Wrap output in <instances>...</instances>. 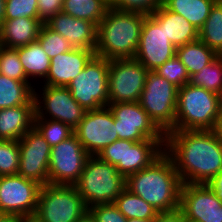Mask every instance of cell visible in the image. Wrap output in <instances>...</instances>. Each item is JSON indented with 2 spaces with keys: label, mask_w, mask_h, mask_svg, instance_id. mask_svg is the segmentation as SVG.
<instances>
[{
  "label": "cell",
  "mask_w": 222,
  "mask_h": 222,
  "mask_svg": "<svg viewBox=\"0 0 222 222\" xmlns=\"http://www.w3.org/2000/svg\"><path fill=\"white\" fill-rule=\"evenodd\" d=\"M164 152L182 184H208L222 170V140L214 130L170 131Z\"/></svg>",
  "instance_id": "obj_1"
},
{
  "label": "cell",
  "mask_w": 222,
  "mask_h": 222,
  "mask_svg": "<svg viewBox=\"0 0 222 222\" xmlns=\"http://www.w3.org/2000/svg\"><path fill=\"white\" fill-rule=\"evenodd\" d=\"M182 182L171 158L163 152L148 167L129 175L125 187L159 213L180 209Z\"/></svg>",
  "instance_id": "obj_2"
},
{
  "label": "cell",
  "mask_w": 222,
  "mask_h": 222,
  "mask_svg": "<svg viewBox=\"0 0 222 222\" xmlns=\"http://www.w3.org/2000/svg\"><path fill=\"white\" fill-rule=\"evenodd\" d=\"M146 15L110 6L98 25L96 55L108 60L134 58Z\"/></svg>",
  "instance_id": "obj_3"
},
{
  "label": "cell",
  "mask_w": 222,
  "mask_h": 222,
  "mask_svg": "<svg viewBox=\"0 0 222 222\" xmlns=\"http://www.w3.org/2000/svg\"><path fill=\"white\" fill-rule=\"evenodd\" d=\"M222 97L187 83L178 89L174 130H214Z\"/></svg>",
  "instance_id": "obj_4"
},
{
  "label": "cell",
  "mask_w": 222,
  "mask_h": 222,
  "mask_svg": "<svg viewBox=\"0 0 222 222\" xmlns=\"http://www.w3.org/2000/svg\"><path fill=\"white\" fill-rule=\"evenodd\" d=\"M126 179L115 165L90 156L75 184L87 208L96 204L113 203L125 187Z\"/></svg>",
  "instance_id": "obj_5"
},
{
  "label": "cell",
  "mask_w": 222,
  "mask_h": 222,
  "mask_svg": "<svg viewBox=\"0 0 222 222\" xmlns=\"http://www.w3.org/2000/svg\"><path fill=\"white\" fill-rule=\"evenodd\" d=\"M87 212L75 185H41L35 215L42 222H77Z\"/></svg>",
  "instance_id": "obj_6"
},
{
  "label": "cell",
  "mask_w": 222,
  "mask_h": 222,
  "mask_svg": "<svg viewBox=\"0 0 222 222\" xmlns=\"http://www.w3.org/2000/svg\"><path fill=\"white\" fill-rule=\"evenodd\" d=\"M178 88L154 71L145 79L139 104L164 133L174 131Z\"/></svg>",
  "instance_id": "obj_7"
},
{
  "label": "cell",
  "mask_w": 222,
  "mask_h": 222,
  "mask_svg": "<svg viewBox=\"0 0 222 222\" xmlns=\"http://www.w3.org/2000/svg\"><path fill=\"white\" fill-rule=\"evenodd\" d=\"M109 64L110 60L95 55L67 86L72 97L86 111L108 106Z\"/></svg>",
  "instance_id": "obj_8"
},
{
  "label": "cell",
  "mask_w": 222,
  "mask_h": 222,
  "mask_svg": "<svg viewBox=\"0 0 222 222\" xmlns=\"http://www.w3.org/2000/svg\"><path fill=\"white\" fill-rule=\"evenodd\" d=\"M37 86L34 87V118L58 120L74 130L87 111L72 97L70 90L61 86Z\"/></svg>",
  "instance_id": "obj_9"
},
{
  "label": "cell",
  "mask_w": 222,
  "mask_h": 222,
  "mask_svg": "<svg viewBox=\"0 0 222 222\" xmlns=\"http://www.w3.org/2000/svg\"><path fill=\"white\" fill-rule=\"evenodd\" d=\"M149 71L136 59L110 60L109 103L138 102Z\"/></svg>",
  "instance_id": "obj_10"
},
{
  "label": "cell",
  "mask_w": 222,
  "mask_h": 222,
  "mask_svg": "<svg viewBox=\"0 0 222 222\" xmlns=\"http://www.w3.org/2000/svg\"><path fill=\"white\" fill-rule=\"evenodd\" d=\"M89 157L90 155L73 134L67 140L51 148L48 182L75 185L80 179Z\"/></svg>",
  "instance_id": "obj_11"
},
{
  "label": "cell",
  "mask_w": 222,
  "mask_h": 222,
  "mask_svg": "<svg viewBox=\"0 0 222 222\" xmlns=\"http://www.w3.org/2000/svg\"><path fill=\"white\" fill-rule=\"evenodd\" d=\"M119 139L139 142L165 140V134L150 119L139 102L108 103Z\"/></svg>",
  "instance_id": "obj_12"
},
{
  "label": "cell",
  "mask_w": 222,
  "mask_h": 222,
  "mask_svg": "<svg viewBox=\"0 0 222 222\" xmlns=\"http://www.w3.org/2000/svg\"><path fill=\"white\" fill-rule=\"evenodd\" d=\"M116 131L114 116L107 106L87 111L73 133L90 156H97L119 139Z\"/></svg>",
  "instance_id": "obj_13"
},
{
  "label": "cell",
  "mask_w": 222,
  "mask_h": 222,
  "mask_svg": "<svg viewBox=\"0 0 222 222\" xmlns=\"http://www.w3.org/2000/svg\"><path fill=\"white\" fill-rule=\"evenodd\" d=\"M41 185L17 175L0 176V213L32 215L37 209Z\"/></svg>",
  "instance_id": "obj_14"
},
{
  "label": "cell",
  "mask_w": 222,
  "mask_h": 222,
  "mask_svg": "<svg viewBox=\"0 0 222 222\" xmlns=\"http://www.w3.org/2000/svg\"><path fill=\"white\" fill-rule=\"evenodd\" d=\"M175 55L176 48L167 38L164 27L152 14H147L134 59L148 71H154Z\"/></svg>",
  "instance_id": "obj_15"
},
{
  "label": "cell",
  "mask_w": 222,
  "mask_h": 222,
  "mask_svg": "<svg viewBox=\"0 0 222 222\" xmlns=\"http://www.w3.org/2000/svg\"><path fill=\"white\" fill-rule=\"evenodd\" d=\"M20 162L17 174L38 182L48 184V169L51 147L33 126L18 140Z\"/></svg>",
  "instance_id": "obj_16"
},
{
  "label": "cell",
  "mask_w": 222,
  "mask_h": 222,
  "mask_svg": "<svg viewBox=\"0 0 222 222\" xmlns=\"http://www.w3.org/2000/svg\"><path fill=\"white\" fill-rule=\"evenodd\" d=\"M180 210L191 222H222V201L208 184H182Z\"/></svg>",
  "instance_id": "obj_17"
},
{
  "label": "cell",
  "mask_w": 222,
  "mask_h": 222,
  "mask_svg": "<svg viewBox=\"0 0 222 222\" xmlns=\"http://www.w3.org/2000/svg\"><path fill=\"white\" fill-rule=\"evenodd\" d=\"M96 55L95 51L84 48H73L51 59L47 77L41 85L67 87L89 61Z\"/></svg>",
  "instance_id": "obj_18"
},
{
  "label": "cell",
  "mask_w": 222,
  "mask_h": 222,
  "mask_svg": "<svg viewBox=\"0 0 222 222\" xmlns=\"http://www.w3.org/2000/svg\"><path fill=\"white\" fill-rule=\"evenodd\" d=\"M45 25L66 38L75 48L96 50L98 26L93 22L77 19L60 11Z\"/></svg>",
  "instance_id": "obj_19"
},
{
  "label": "cell",
  "mask_w": 222,
  "mask_h": 222,
  "mask_svg": "<svg viewBox=\"0 0 222 222\" xmlns=\"http://www.w3.org/2000/svg\"><path fill=\"white\" fill-rule=\"evenodd\" d=\"M35 99L26 105L0 109V139L20 140L34 126Z\"/></svg>",
  "instance_id": "obj_20"
},
{
  "label": "cell",
  "mask_w": 222,
  "mask_h": 222,
  "mask_svg": "<svg viewBox=\"0 0 222 222\" xmlns=\"http://www.w3.org/2000/svg\"><path fill=\"white\" fill-rule=\"evenodd\" d=\"M42 25L34 18L4 20L0 25V46L16 49L35 42Z\"/></svg>",
  "instance_id": "obj_21"
},
{
  "label": "cell",
  "mask_w": 222,
  "mask_h": 222,
  "mask_svg": "<svg viewBox=\"0 0 222 222\" xmlns=\"http://www.w3.org/2000/svg\"><path fill=\"white\" fill-rule=\"evenodd\" d=\"M164 27L175 48L198 40V30L183 16L168 10L163 4L151 13Z\"/></svg>",
  "instance_id": "obj_22"
},
{
  "label": "cell",
  "mask_w": 222,
  "mask_h": 222,
  "mask_svg": "<svg viewBox=\"0 0 222 222\" xmlns=\"http://www.w3.org/2000/svg\"><path fill=\"white\" fill-rule=\"evenodd\" d=\"M165 140L146 139L139 142L126 140L125 179L148 167L164 152Z\"/></svg>",
  "instance_id": "obj_23"
},
{
  "label": "cell",
  "mask_w": 222,
  "mask_h": 222,
  "mask_svg": "<svg viewBox=\"0 0 222 222\" xmlns=\"http://www.w3.org/2000/svg\"><path fill=\"white\" fill-rule=\"evenodd\" d=\"M16 50L18 51L26 77L33 84L35 83V86L37 83L40 84V81L42 82L47 77L51 59L42 49L38 41L16 48Z\"/></svg>",
  "instance_id": "obj_24"
},
{
  "label": "cell",
  "mask_w": 222,
  "mask_h": 222,
  "mask_svg": "<svg viewBox=\"0 0 222 222\" xmlns=\"http://www.w3.org/2000/svg\"><path fill=\"white\" fill-rule=\"evenodd\" d=\"M176 56L183 63L191 77L212 63L219 55L198 39L177 47Z\"/></svg>",
  "instance_id": "obj_25"
},
{
  "label": "cell",
  "mask_w": 222,
  "mask_h": 222,
  "mask_svg": "<svg viewBox=\"0 0 222 222\" xmlns=\"http://www.w3.org/2000/svg\"><path fill=\"white\" fill-rule=\"evenodd\" d=\"M217 0H163L170 11L183 16L198 31L201 29L210 10Z\"/></svg>",
  "instance_id": "obj_26"
},
{
  "label": "cell",
  "mask_w": 222,
  "mask_h": 222,
  "mask_svg": "<svg viewBox=\"0 0 222 222\" xmlns=\"http://www.w3.org/2000/svg\"><path fill=\"white\" fill-rule=\"evenodd\" d=\"M31 81H16L0 74V109L26 105L34 98Z\"/></svg>",
  "instance_id": "obj_27"
},
{
  "label": "cell",
  "mask_w": 222,
  "mask_h": 222,
  "mask_svg": "<svg viewBox=\"0 0 222 222\" xmlns=\"http://www.w3.org/2000/svg\"><path fill=\"white\" fill-rule=\"evenodd\" d=\"M110 8V0H64L62 11L97 26Z\"/></svg>",
  "instance_id": "obj_28"
},
{
  "label": "cell",
  "mask_w": 222,
  "mask_h": 222,
  "mask_svg": "<svg viewBox=\"0 0 222 222\" xmlns=\"http://www.w3.org/2000/svg\"><path fill=\"white\" fill-rule=\"evenodd\" d=\"M198 39L222 55V0H217L212 6L209 17L198 32Z\"/></svg>",
  "instance_id": "obj_29"
},
{
  "label": "cell",
  "mask_w": 222,
  "mask_h": 222,
  "mask_svg": "<svg viewBox=\"0 0 222 222\" xmlns=\"http://www.w3.org/2000/svg\"><path fill=\"white\" fill-rule=\"evenodd\" d=\"M113 203L127 219H155L159 213L153 206L140 196L131 193L127 188Z\"/></svg>",
  "instance_id": "obj_30"
},
{
  "label": "cell",
  "mask_w": 222,
  "mask_h": 222,
  "mask_svg": "<svg viewBox=\"0 0 222 222\" xmlns=\"http://www.w3.org/2000/svg\"><path fill=\"white\" fill-rule=\"evenodd\" d=\"M189 83L222 96V55L192 75Z\"/></svg>",
  "instance_id": "obj_31"
},
{
  "label": "cell",
  "mask_w": 222,
  "mask_h": 222,
  "mask_svg": "<svg viewBox=\"0 0 222 222\" xmlns=\"http://www.w3.org/2000/svg\"><path fill=\"white\" fill-rule=\"evenodd\" d=\"M34 127L41 133L51 148L74 134V130L69 125L58 120L34 118Z\"/></svg>",
  "instance_id": "obj_32"
},
{
  "label": "cell",
  "mask_w": 222,
  "mask_h": 222,
  "mask_svg": "<svg viewBox=\"0 0 222 222\" xmlns=\"http://www.w3.org/2000/svg\"><path fill=\"white\" fill-rule=\"evenodd\" d=\"M37 41L50 59L74 48L66 38L54 32L45 24L41 26Z\"/></svg>",
  "instance_id": "obj_33"
},
{
  "label": "cell",
  "mask_w": 222,
  "mask_h": 222,
  "mask_svg": "<svg viewBox=\"0 0 222 222\" xmlns=\"http://www.w3.org/2000/svg\"><path fill=\"white\" fill-rule=\"evenodd\" d=\"M19 162L18 141L0 139V176L17 175Z\"/></svg>",
  "instance_id": "obj_34"
},
{
  "label": "cell",
  "mask_w": 222,
  "mask_h": 222,
  "mask_svg": "<svg viewBox=\"0 0 222 222\" xmlns=\"http://www.w3.org/2000/svg\"><path fill=\"white\" fill-rule=\"evenodd\" d=\"M1 74L16 81H30L24 72L16 49L0 46Z\"/></svg>",
  "instance_id": "obj_35"
},
{
  "label": "cell",
  "mask_w": 222,
  "mask_h": 222,
  "mask_svg": "<svg viewBox=\"0 0 222 222\" xmlns=\"http://www.w3.org/2000/svg\"><path fill=\"white\" fill-rule=\"evenodd\" d=\"M154 72L175 85L178 89L190 82V76L185 66L176 55L167 60L163 65H160Z\"/></svg>",
  "instance_id": "obj_36"
},
{
  "label": "cell",
  "mask_w": 222,
  "mask_h": 222,
  "mask_svg": "<svg viewBox=\"0 0 222 222\" xmlns=\"http://www.w3.org/2000/svg\"><path fill=\"white\" fill-rule=\"evenodd\" d=\"M23 17L38 19V0H6L5 20Z\"/></svg>",
  "instance_id": "obj_37"
},
{
  "label": "cell",
  "mask_w": 222,
  "mask_h": 222,
  "mask_svg": "<svg viewBox=\"0 0 222 222\" xmlns=\"http://www.w3.org/2000/svg\"><path fill=\"white\" fill-rule=\"evenodd\" d=\"M126 140L118 139L106 146L97 156L104 162L115 165L125 178Z\"/></svg>",
  "instance_id": "obj_38"
},
{
  "label": "cell",
  "mask_w": 222,
  "mask_h": 222,
  "mask_svg": "<svg viewBox=\"0 0 222 222\" xmlns=\"http://www.w3.org/2000/svg\"><path fill=\"white\" fill-rule=\"evenodd\" d=\"M163 0H110V6L119 10H128L151 14Z\"/></svg>",
  "instance_id": "obj_39"
},
{
  "label": "cell",
  "mask_w": 222,
  "mask_h": 222,
  "mask_svg": "<svg viewBox=\"0 0 222 222\" xmlns=\"http://www.w3.org/2000/svg\"><path fill=\"white\" fill-rule=\"evenodd\" d=\"M96 222H127L114 203L96 204L88 208Z\"/></svg>",
  "instance_id": "obj_40"
},
{
  "label": "cell",
  "mask_w": 222,
  "mask_h": 222,
  "mask_svg": "<svg viewBox=\"0 0 222 222\" xmlns=\"http://www.w3.org/2000/svg\"><path fill=\"white\" fill-rule=\"evenodd\" d=\"M64 0H38V19L45 24L50 18L62 11Z\"/></svg>",
  "instance_id": "obj_41"
},
{
  "label": "cell",
  "mask_w": 222,
  "mask_h": 222,
  "mask_svg": "<svg viewBox=\"0 0 222 222\" xmlns=\"http://www.w3.org/2000/svg\"><path fill=\"white\" fill-rule=\"evenodd\" d=\"M184 219V214L178 209L171 212L158 213L154 222H184Z\"/></svg>",
  "instance_id": "obj_42"
},
{
  "label": "cell",
  "mask_w": 222,
  "mask_h": 222,
  "mask_svg": "<svg viewBox=\"0 0 222 222\" xmlns=\"http://www.w3.org/2000/svg\"><path fill=\"white\" fill-rule=\"evenodd\" d=\"M222 201V170L208 183Z\"/></svg>",
  "instance_id": "obj_43"
},
{
  "label": "cell",
  "mask_w": 222,
  "mask_h": 222,
  "mask_svg": "<svg viewBox=\"0 0 222 222\" xmlns=\"http://www.w3.org/2000/svg\"><path fill=\"white\" fill-rule=\"evenodd\" d=\"M215 134L222 140V104L219 110L218 119L214 128Z\"/></svg>",
  "instance_id": "obj_44"
},
{
  "label": "cell",
  "mask_w": 222,
  "mask_h": 222,
  "mask_svg": "<svg viewBox=\"0 0 222 222\" xmlns=\"http://www.w3.org/2000/svg\"><path fill=\"white\" fill-rule=\"evenodd\" d=\"M0 222H20V216L19 215L1 214L0 215Z\"/></svg>",
  "instance_id": "obj_45"
},
{
  "label": "cell",
  "mask_w": 222,
  "mask_h": 222,
  "mask_svg": "<svg viewBox=\"0 0 222 222\" xmlns=\"http://www.w3.org/2000/svg\"><path fill=\"white\" fill-rule=\"evenodd\" d=\"M20 222H42L35 214L20 216Z\"/></svg>",
  "instance_id": "obj_46"
},
{
  "label": "cell",
  "mask_w": 222,
  "mask_h": 222,
  "mask_svg": "<svg viewBox=\"0 0 222 222\" xmlns=\"http://www.w3.org/2000/svg\"><path fill=\"white\" fill-rule=\"evenodd\" d=\"M77 222H96L94 217L88 211Z\"/></svg>",
  "instance_id": "obj_47"
},
{
  "label": "cell",
  "mask_w": 222,
  "mask_h": 222,
  "mask_svg": "<svg viewBox=\"0 0 222 222\" xmlns=\"http://www.w3.org/2000/svg\"><path fill=\"white\" fill-rule=\"evenodd\" d=\"M5 2L6 0H0V25L5 20Z\"/></svg>",
  "instance_id": "obj_48"
},
{
  "label": "cell",
  "mask_w": 222,
  "mask_h": 222,
  "mask_svg": "<svg viewBox=\"0 0 222 222\" xmlns=\"http://www.w3.org/2000/svg\"><path fill=\"white\" fill-rule=\"evenodd\" d=\"M127 222H154V219H128Z\"/></svg>",
  "instance_id": "obj_49"
}]
</instances>
